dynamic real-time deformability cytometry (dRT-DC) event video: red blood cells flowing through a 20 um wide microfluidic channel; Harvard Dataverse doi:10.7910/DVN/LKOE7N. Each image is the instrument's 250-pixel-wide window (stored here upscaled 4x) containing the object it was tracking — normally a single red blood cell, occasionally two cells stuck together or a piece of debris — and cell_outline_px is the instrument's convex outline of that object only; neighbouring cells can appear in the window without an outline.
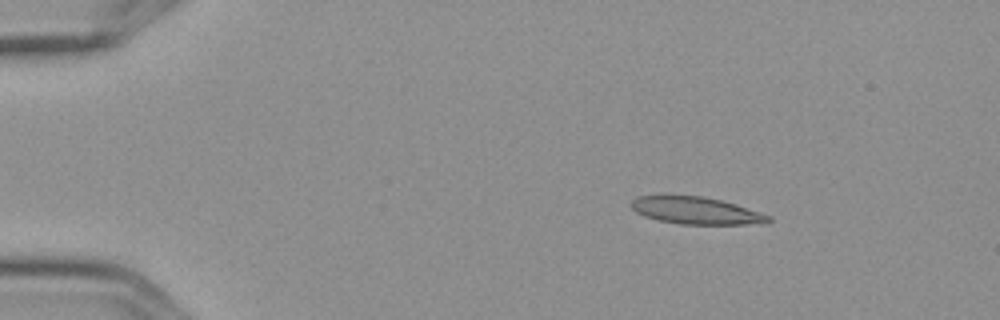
{"species": "Egyptian fruit bat (a non-hibernating species)", "species_latin": "Rousettus aegyptiacus", "temperature_condition": "cold", "stored_images_in_passage": 5, "camera_frame_rate_fps": 3000, "um_per_image_px": 0.085, "frame": {"image": 1, "passage_image": 3, "time_ms": 0.667, "image_size_px": [1000, 320], "cell_outline_px": [[772, 220], [768, 224], [680, 224], [656, 220], [644, 216], [636, 212], [628, 204], [636, 196], [660, 192], [664, 192], [704, 196], [736, 204], [772, 216]], "centroid_in_image_um": [59.07, 17.85], "position_along_channel_um": 25.9, "area_um2": 22.95}}